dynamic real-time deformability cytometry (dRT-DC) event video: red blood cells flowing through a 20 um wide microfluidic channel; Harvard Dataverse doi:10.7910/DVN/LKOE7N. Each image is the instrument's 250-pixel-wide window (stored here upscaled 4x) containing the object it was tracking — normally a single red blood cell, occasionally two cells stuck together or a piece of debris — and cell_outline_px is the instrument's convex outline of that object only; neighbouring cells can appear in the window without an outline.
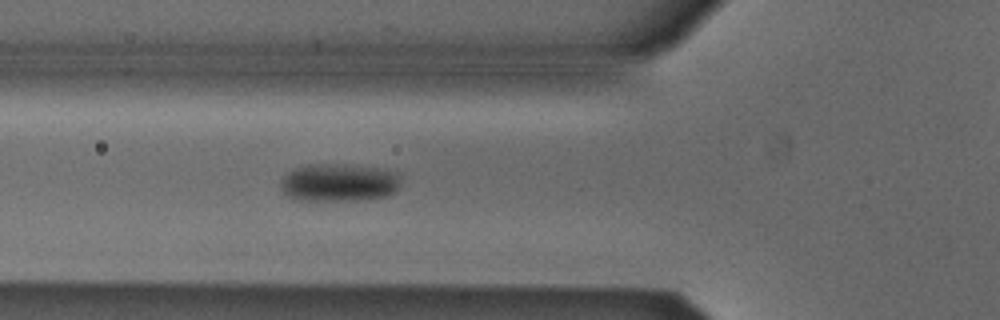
{"species": "Egyptian fruit bat (a non-hibernating species)", "species_latin": "Rousettus aegyptiacus", "temperature_condition": "cold", "stored_images_in_passage": 46, "camera_frame_rate_fps": 3000, "um_per_image_px": 0.085, "animal": {"sex": "male"}, "frame": {"image": 1, "passage_image": 11, "time_ms": 3.333, "image_size_px": [1000, 320], "cell_outline_px": [[400, 184], [396, 192], [388, 196], [368, 200], [296, 200], [288, 196], [284, 192], [280, 184], [280, 180], [288, 172], [308, 164], [348, 164], [376, 168], [400, 172]], "centroid_in_image_um": [28.86, 15.52], "position_along_channel_um": 96.9, "area_um2": 26.88}}
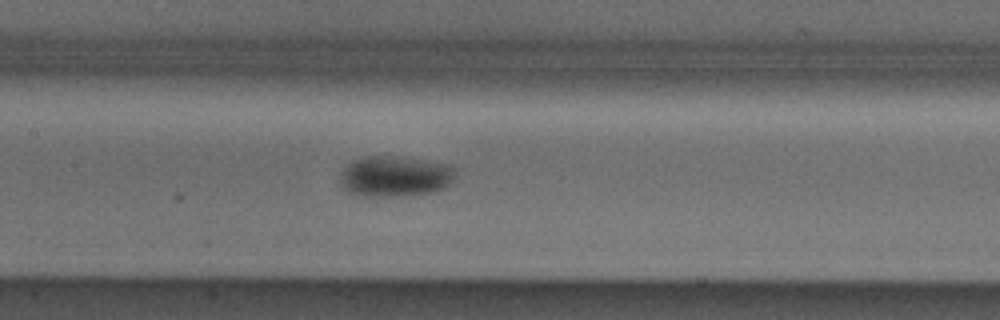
{"frame": {"image": 2, "passage_image": 17, "time_ms": 5.333, "image_size_px": [1000, 320], "cell_outline_px": [[452, 180], [444, 188], [436, 192], [404, 196], [352, 196], [340, 184], [340, 176], [344, 168], [352, 160], [364, 156], [392, 156], [424, 160], [444, 164], [452, 168]], "centroid_in_image_um": [33.49, 15.01], "position_along_channel_um": 173.9, "area_um2": 27.34}}
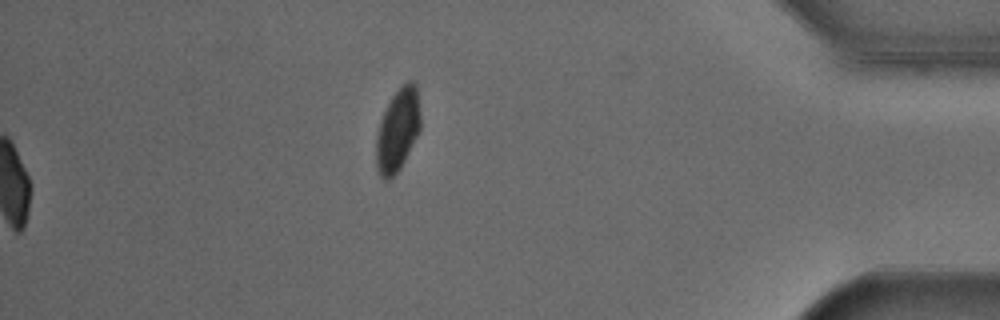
{"frame": {"image": 3, "passage_image": 46, "time_ms": 15.0, "image_size_px": [1000, 320], "cell_outline_px": [[420, 128], [400, 168], [388, 180], [384, 180], [380, 176], [376, 168], [376, 136], [380, 120], [392, 96], [408, 80], [412, 80], [416, 84], [420, 112]], "centroid_in_image_um": [33.79, 11.05], "position_along_channel_um": 401.4, "area_um2": 21.04}}